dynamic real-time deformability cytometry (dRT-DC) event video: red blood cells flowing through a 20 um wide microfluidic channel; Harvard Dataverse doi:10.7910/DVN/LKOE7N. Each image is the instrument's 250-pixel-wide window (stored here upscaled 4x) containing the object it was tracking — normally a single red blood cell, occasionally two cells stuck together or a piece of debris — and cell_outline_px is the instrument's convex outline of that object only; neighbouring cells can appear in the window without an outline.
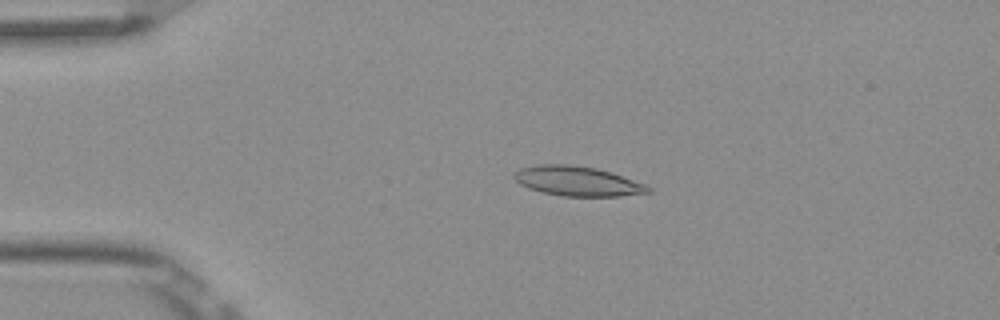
{"species": "Egyptian fruit bat (a non-hibernating species)", "species_latin": "Rousettus aegyptiacus", "temperature_condition": "room temperature", "stored_images_in_passage": 5, "camera_frame_rate_fps": 3000, "um_per_image_px": 0.085, "frame": {"image": 1, "passage_image": 4, "time_ms": 1.0, "image_size_px": [1000, 320], "cell_outline_px": [[652, 192], [620, 196], [564, 196], [540, 192], [528, 188], [520, 184], [512, 176], [512, 172], [520, 168], [540, 164], [568, 164], [596, 168], [612, 172], [644, 184], [652, 188]], "centroid_in_image_um": [49.05, 15.39], "position_along_channel_um": 35.9, "area_um2": 23.29}}